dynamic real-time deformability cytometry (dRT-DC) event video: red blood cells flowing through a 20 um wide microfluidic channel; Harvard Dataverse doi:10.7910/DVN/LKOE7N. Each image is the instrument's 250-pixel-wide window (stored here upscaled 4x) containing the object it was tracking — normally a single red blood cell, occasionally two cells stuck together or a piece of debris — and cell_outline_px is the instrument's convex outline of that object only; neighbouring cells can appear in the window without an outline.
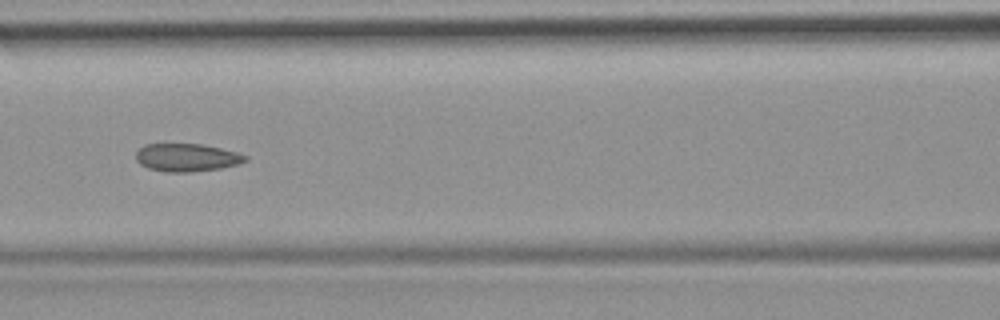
{"species": "common noctule bat (a hibernating species)", "species_latin": "Nyctalus noctula", "temperature_condition": "room temperature", "stored_images_in_passage": 7, "camera_frame_rate_fps": 3000, "um_per_image_px": 0.085, "animal": {"sex": "female", "body_mass_g": 19.9}, "frame": {"image": 1, "passage_image": 6, "time_ms": 5.667, "image_size_px": [1000, 320], "cell_outline_px": [[248, 160], [240, 164], [220, 168], [188, 172], [164, 172], [148, 168], [140, 164], [136, 160], [136, 152], [144, 144], [204, 144], [236, 152], [248, 156]], "centroid_in_image_um": [15.88, 13.39], "position_along_channel_um": 150.7, "area_um2": 17.86}}